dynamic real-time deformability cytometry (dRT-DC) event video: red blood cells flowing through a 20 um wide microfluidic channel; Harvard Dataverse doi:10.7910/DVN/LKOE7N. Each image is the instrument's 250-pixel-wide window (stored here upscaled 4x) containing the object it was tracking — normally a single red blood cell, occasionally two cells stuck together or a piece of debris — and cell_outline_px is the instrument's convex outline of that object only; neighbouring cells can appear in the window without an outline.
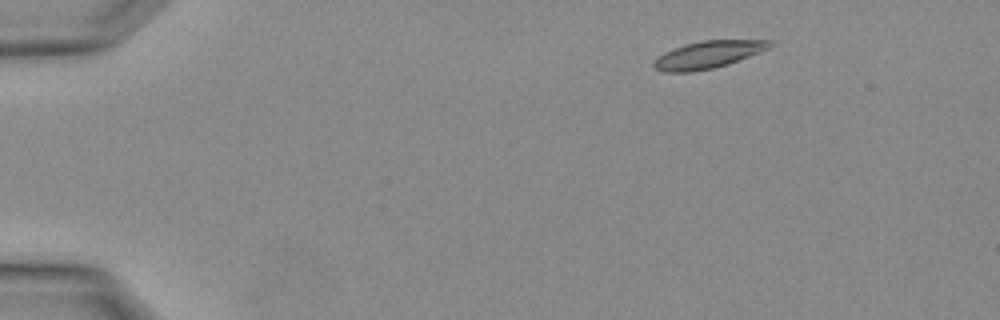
{"species": "Egyptian fruit bat (a non-hibernating species)", "species_latin": "Rousettus aegyptiacus", "temperature_condition": "warm", "stored_images_in_passage": 2, "camera_frame_rate_fps": 3000, "um_per_image_px": 0.085, "animal": {"sex": "female"}, "frame": {"image": 1, "passage_image": 1, "time_ms": 0.0, "image_size_px": [1000, 320], "cell_outline_px": [[776, 44], [772, 48], [728, 64], [712, 68], [692, 72], [664, 72], [656, 68], [652, 64], [664, 52], [684, 44], [704, 40], [772, 40]], "centroid_in_image_um": [60.26, 4.63], "position_along_channel_um": 24.7, "area_um2": 18.5}}